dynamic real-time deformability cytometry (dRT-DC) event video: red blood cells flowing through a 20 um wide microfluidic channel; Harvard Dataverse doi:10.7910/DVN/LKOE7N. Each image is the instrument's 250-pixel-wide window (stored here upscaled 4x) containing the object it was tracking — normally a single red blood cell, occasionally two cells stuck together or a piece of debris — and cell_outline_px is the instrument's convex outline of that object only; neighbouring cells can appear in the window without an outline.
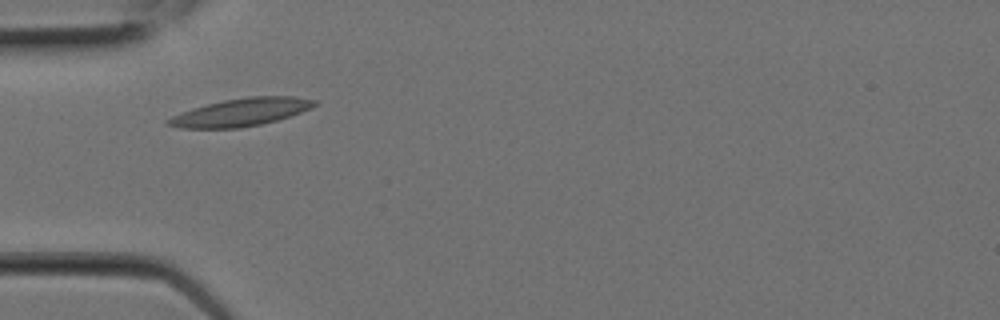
{"species": "Egyptian fruit bat (a non-hibernating species)", "species_latin": "Rousettus aegyptiacus", "temperature_condition": "room temperature", "stored_images_in_passage": 2, "camera_frame_rate_fps": 3000, "um_per_image_px": 0.085, "animal": {"sex": "female"}, "frame": {"image": 1, "passage_image": 1, "time_ms": 0.0, "image_size_px": [1000, 320], "cell_outline_px": [[316, 104], [312, 108], [276, 120], [260, 124], [240, 128], [180, 128], [164, 124], [164, 120], [172, 116], [192, 108], [224, 100], [248, 96], [292, 96], [316, 100]], "centroid_in_image_um": [20.44, 9.54], "position_along_channel_um": 64.6, "area_um2": 23.52}}
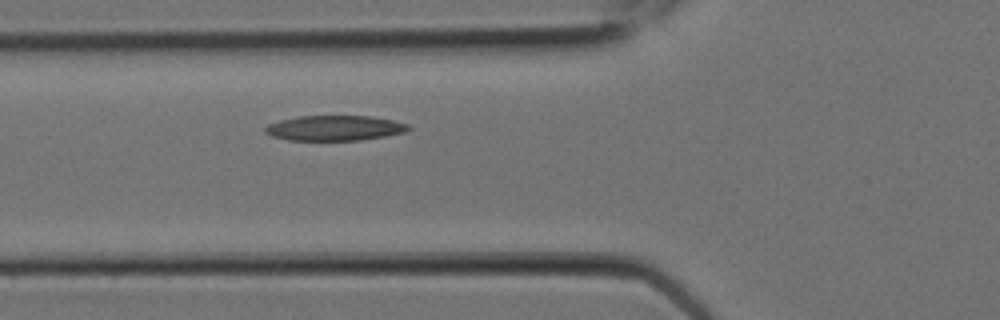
{"frame": {"image": 2, "passage_image": 2, "time_ms": 0.333, "image_size_px": [1000, 320], "cell_outline_px": [[412, 128], [408, 132], [360, 140], [288, 140], [272, 136], [264, 132], [264, 128], [268, 124], [280, 120], [300, 116], [372, 116], [392, 120], [408, 124]], "centroid_in_image_um": [28.46, 10.88], "position_along_channel_um": 97.3, "area_um2": 21.04}}